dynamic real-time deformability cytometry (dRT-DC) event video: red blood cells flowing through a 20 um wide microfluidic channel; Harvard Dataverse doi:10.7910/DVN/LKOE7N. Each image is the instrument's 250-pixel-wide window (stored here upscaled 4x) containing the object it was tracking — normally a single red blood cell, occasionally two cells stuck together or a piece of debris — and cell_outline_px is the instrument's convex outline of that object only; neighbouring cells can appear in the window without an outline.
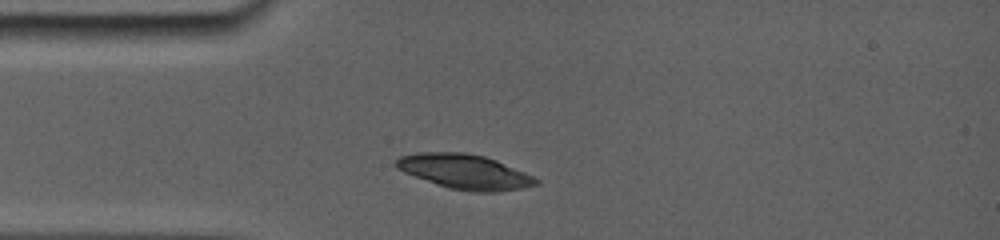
{"species": "common noctule bat (a hibernating species)", "species_latin": "Nyctalus noctula", "temperature_condition": "room temperature", "stored_images_in_passage": 4, "camera_frame_rate_fps": 5000, "um_per_image_px": 0.085, "animal": {"sex": "female", "body_mass_g": 19.0, "forearm_length_mm": 56.7}, "frame": {"image": 1, "passage_image": 1, "time_ms": 0.0, "image_size_px": [1000, 240], "cell_outline_px": [[540, 184], [524, 188], [500, 192], [472, 192], [448, 188], [436, 184], [404, 172], [396, 168], [392, 164], [400, 156], [420, 152], [460, 152], [484, 156], [496, 160], [524, 172], [540, 180]], "centroid_in_image_um": [39.51, 14.6], "position_along_channel_um": 45.5, "area_um2": 28.38}}